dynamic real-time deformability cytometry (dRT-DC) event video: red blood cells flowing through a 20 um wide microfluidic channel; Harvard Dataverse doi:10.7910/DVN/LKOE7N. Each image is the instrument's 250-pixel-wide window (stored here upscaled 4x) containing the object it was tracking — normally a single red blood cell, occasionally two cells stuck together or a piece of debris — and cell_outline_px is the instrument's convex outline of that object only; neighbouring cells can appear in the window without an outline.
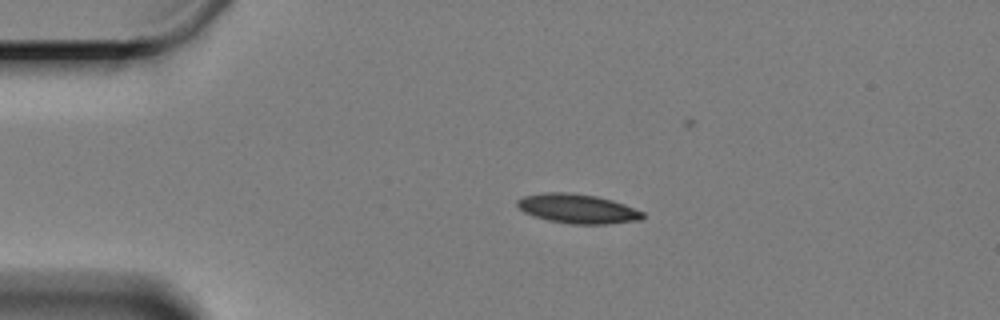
{"species": "Egyptian fruit bat (a non-hibernating species)", "species_latin": "Rousettus aegyptiacus", "temperature_condition": "cold", "stored_images_in_passage": 7, "camera_frame_rate_fps": 3000, "um_per_image_px": 0.085, "animal": {"sex": "female"}, "frame": {"image": 1, "passage_image": 1, "time_ms": 0.0, "image_size_px": [1000, 320], "cell_outline_px": [[644, 216], [640, 220], [608, 224], [572, 224], [548, 220], [524, 212], [516, 204], [516, 200], [524, 196], [540, 192], [568, 192], [596, 196], [612, 200], [624, 204], [644, 212]], "centroid_in_image_um": [49.09, 17.73], "position_along_channel_um": 35.9, "area_um2": 21.44}}